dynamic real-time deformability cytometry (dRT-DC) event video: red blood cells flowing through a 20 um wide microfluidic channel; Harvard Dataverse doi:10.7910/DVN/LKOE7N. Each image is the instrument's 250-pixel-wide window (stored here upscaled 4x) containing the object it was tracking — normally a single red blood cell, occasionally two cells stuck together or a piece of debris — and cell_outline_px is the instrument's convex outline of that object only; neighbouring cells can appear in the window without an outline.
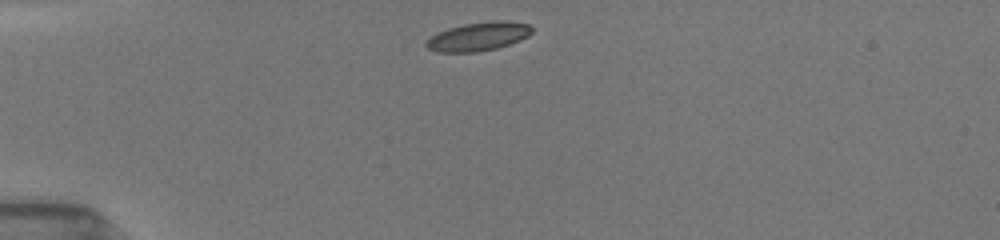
{"species": "common noctule bat (a hibernating species)", "species_latin": "Nyctalus noctula", "temperature_condition": "room temperature", "stored_images_in_passage": 9, "camera_frame_rate_fps": 3000, "um_per_image_px": 0.085, "animal": {"sex": "female", "body_mass_g": 19.5, "forearm_length_mm": 54.1}, "frame": {"image": 1, "passage_image": 1, "time_ms": 0.0, "image_size_px": [1000, 240], "cell_outline_px": [[532, 32], [528, 36], [520, 40], [496, 48], [476, 52], [436, 52], [428, 48], [424, 44], [436, 32], [448, 28], [464, 24], [492, 20], [500, 20], [528, 24], [532, 28]], "centroid_in_image_um": [40.64, 3.1], "position_along_channel_um": 44.4, "area_um2": 17.57}}
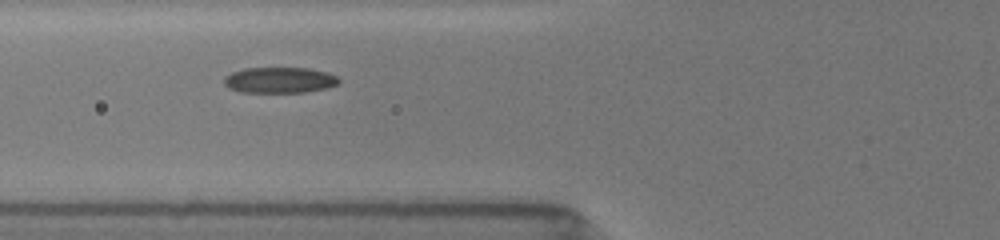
{"frame": {"image": 2, "passage_image": 6, "time_ms": 2.333, "image_size_px": [1000, 240], "cell_outline_px": [[340, 84], [328, 88], [304, 92], [240, 92], [228, 88], [224, 84], [224, 76], [232, 72], [244, 68], [308, 68], [328, 72], [336, 76], [340, 80]], "centroid_in_image_um": [23.77, 6.81], "position_along_channel_um": 102.0, "area_um2": 17.46}}
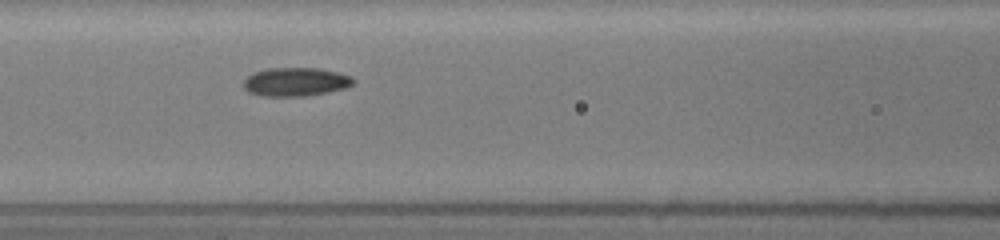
{"frame": {"image": 3, "passage_image": 8, "time_ms": 3.333, "image_size_px": [1000, 240], "cell_outline_px": [[356, 80], [348, 88], [308, 96], [260, 96], [248, 92], [244, 88], [244, 80], [252, 72], [268, 68], [320, 68], [352, 76]], "centroid_in_image_um": [25.14, 6.96], "position_along_channel_um": 141.5, "area_um2": 18.55}}